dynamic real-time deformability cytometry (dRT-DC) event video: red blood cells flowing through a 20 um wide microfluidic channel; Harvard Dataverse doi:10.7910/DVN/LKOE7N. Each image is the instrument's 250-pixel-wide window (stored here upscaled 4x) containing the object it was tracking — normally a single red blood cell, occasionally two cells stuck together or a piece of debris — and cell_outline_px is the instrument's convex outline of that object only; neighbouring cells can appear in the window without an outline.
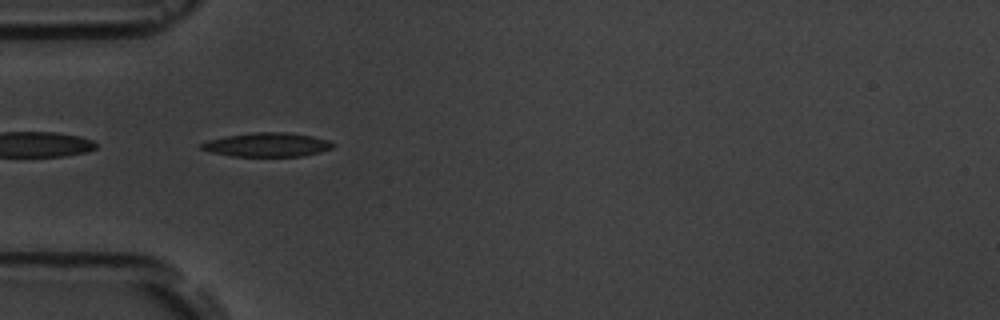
{"species": "common noctule bat (a hibernating species)", "species_latin": "Nyctalus noctula", "temperature_condition": "room temperature", "stored_images_in_passage": 6, "camera_frame_rate_fps": 3000, "um_per_image_px": 0.085, "animal": {"sex": "male", "body_mass_g": 19.5, "forearm_length_mm": 54.6}, "frame": {"image": 1, "passage_image": 5, "time_ms": 4.667, "image_size_px": [1000, 320], "cell_outline_px": [[336, 144], [332, 148], [320, 152], [304, 156], [232, 156], [212, 152], [200, 148], [200, 144], [208, 140], [224, 136], [252, 132], [284, 132], [312, 136], [328, 140]], "centroid_in_image_um": [22.72, 12.3], "position_along_channel_um": 62.3, "area_um2": 18.38}}